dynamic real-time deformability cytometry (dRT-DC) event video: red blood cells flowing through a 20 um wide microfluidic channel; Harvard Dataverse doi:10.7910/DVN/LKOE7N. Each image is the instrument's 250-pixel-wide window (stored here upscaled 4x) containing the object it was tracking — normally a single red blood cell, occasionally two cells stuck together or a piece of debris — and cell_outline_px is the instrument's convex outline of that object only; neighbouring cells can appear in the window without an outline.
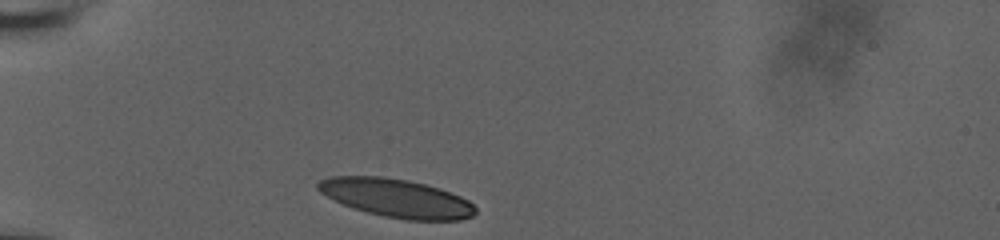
{"species": "human", "species_latin": "Homo sapiens", "temperature_condition": "room temperature", "stored_images_in_passage": 32, "camera_frame_rate_fps": 3000, "um_per_image_px": 0.085, "donor": {"sex": "male"}, "frame": {"image": 1, "passage_image": 1, "time_ms": 0.0, "image_size_px": [1000, 240], "cell_outline_px": [[476, 212], [472, 216], [460, 220], [404, 220], [384, 216], [352, 208], [320, 192], [316, 188], [316, 184], [320, 180], [332, 176], [384, 176], [408, 180], [440, 188], [460, 196], [468, 200], [476, 208]], "centroid_in_image_um": [33.7, 16.83], "position_along_channel_um": 51.3, "area_um2": 35.14}}
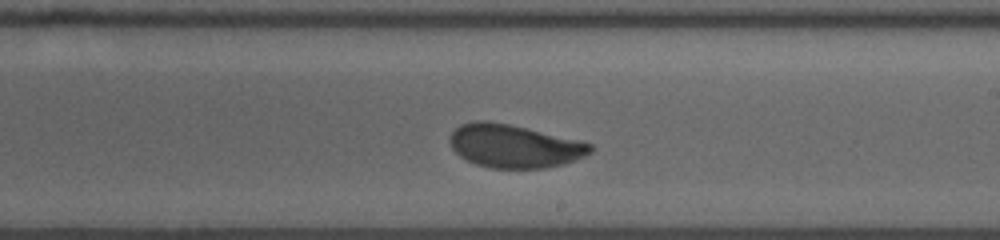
{"frame": {"image": 2, "passage_image": 19, "time_ms": 6.0, "image_size_px": [1000, 240], "cell_outline_px": [[592, 152], [584, 156], [564, 164], [548, 168], [492, 168], [476, 164], [460, 156], [452, 148], [448, 140], [448, 136], [460, 124], [472, 120], [484, 120], [508, 124], [592, 144]], "centroid_in_image_um": [43.65, 12.42], "position_along_channel_um": 245.4, "area_um2": 35.08}}
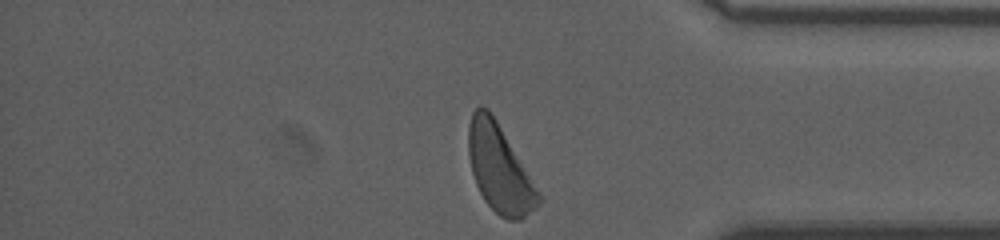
{"frame": {"image": 3, "passage_image": 32, "time_ms": 10.333, "image_size_px": [1000, 240], "cell_outline_px": [[540, 204], [536, 208], [520, 220], [508, 220], [500, 216], [484, 200], [476, 184], [472, 172], [468, 156], [468, 124], [472, 112], [480, 104], [488, 108], [496, 120], [540, 192]], "centroid_in_image_um": [42.44, 14.32], "position_along_channel_um": 392.8, "area_um2": 35.43}, "authors_computed_cell_mechanics": {"area_um2": 35.6048, "velocity_mm_per_s": 3.6996, "shape_relaxation_time_tau1_ms": 4.1425, "shape_relaxation_time_tau2_ms": 1.0612, "deformation_change_tau1": 0.1381, "deformation_change_tau2": 0.0688}}